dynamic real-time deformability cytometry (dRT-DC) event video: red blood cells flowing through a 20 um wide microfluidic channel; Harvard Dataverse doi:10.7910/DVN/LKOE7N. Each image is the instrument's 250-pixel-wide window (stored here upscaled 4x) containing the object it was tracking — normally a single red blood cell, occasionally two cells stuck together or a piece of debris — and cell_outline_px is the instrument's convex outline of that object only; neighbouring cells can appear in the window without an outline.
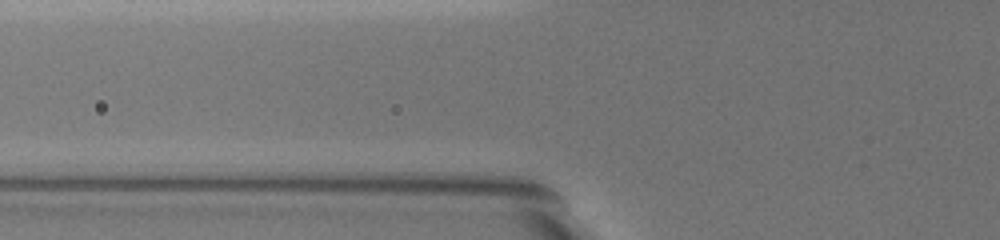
{"species": "common noctule bat (a hibernating species)", "species_latin": "Nyctalus noctula", "temperature_condition": "warm", "stored_images_in_passage": 5, "camera_frame_rate_fps": 3000, "um_per_image_px": 0.085, "animal": {"sex": "female", "body_mass_g": 19.5, "forearm_length_mm": 54.1}, "frame": {"image": 1, "passage_image": 3, "time_ms": 0.667, "image_size_px": [1000, 240], "cell_outline_px": [[660, 104], [652, 112], [636, 112], [600, 76], [580, 52], [576, 40], [576, 32], [580, 24], [616, 52], [624, 60], [656, 96]], "centroid_in_image_um": [52.36, 6.13], "position_along_channel_um": 73.4, "area_um2": 19.36}}